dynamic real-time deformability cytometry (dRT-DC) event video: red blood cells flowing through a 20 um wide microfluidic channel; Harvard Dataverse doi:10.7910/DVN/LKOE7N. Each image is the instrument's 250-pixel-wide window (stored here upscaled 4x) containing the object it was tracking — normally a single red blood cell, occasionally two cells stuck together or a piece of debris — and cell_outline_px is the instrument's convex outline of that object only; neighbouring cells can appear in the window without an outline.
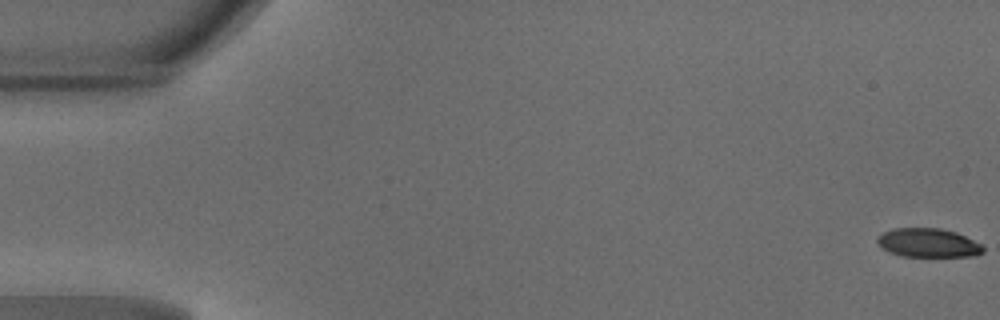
{"species": "common noctule bat (a hibernating species)", "species_latin": "Nyctalus noctula", "temperature_condition": "warm", "stored_images_in_passage": 49, "camera_frame_rate_fps": 3000, "um_per_image_px": 0.085, "animal": {"sex": "male", "body_mass_g": 18.8}, "frame": {"image": 1, "passage_image": 1, "time_ms": 0.0, "image_size_px": [1000, 320], "cell_outline_px": [[984, 252], [976, 256], [900, 256], [888, 252], [880, 248], [876, 240], [876, 236], [892, 228], [940, 228], [956, 232], [980, 244], [984, 248]], "centroid_in_image_um": [78.84, 20.64], "position_along_channel_um": 6.2, "area_um2": 17.92}}
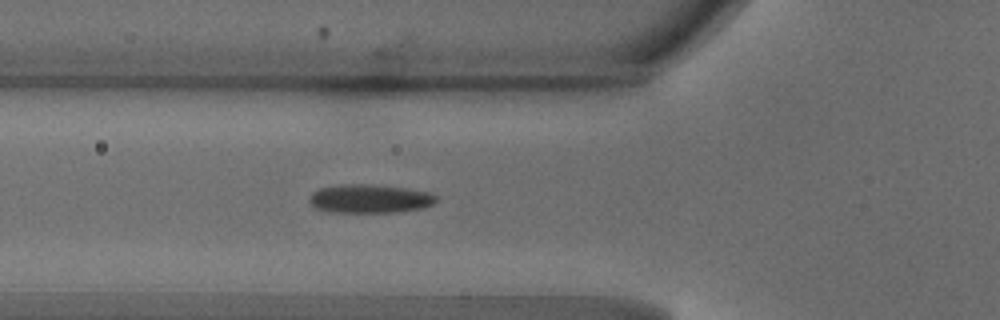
{"frame": {"image": 2, "passage_image": 18, "time_ms": 5.667, "image_size_px": [1000, 320], "cell_outline_px": [[436, 200], [432, 204], [424, 208], [400, 212], [328, 212], [316, 208], [308, 200], [312, 192], [320, 188], [348, 184], [364, 184], [404, 188], [428, 192], [436, 196]], "centroid_in_image_um": [31.42, 16.9], "position_along_channel_um": 94.4, "area_um2": 20.98}}
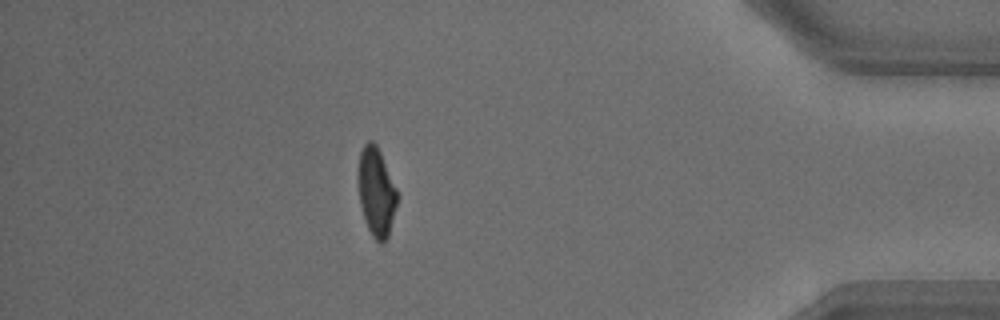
{"frame": {"image": 3, "passage_image": 43, "time_ms": 14.0, "image_size_px": [1000, 320], "cell_outline_px": [[396, 204], [388, 236], [384, 244], [380, 244], [372, 236], [368, 228], [360, 204], [356, 176], [356, 172], [360, 152], [364, 144], [368, 140], [372, 140], [376, 144], [380, 152], [396, 188]], "centroid_in_image_um": [31.94, 16.28], "position_along_channel_um": 403.3, "area_um2": 20.11}, "authors_computed_cell_mechanics": {"area_um2": 20.7502, "velocity_mm_per_s": 4.211, "shape_relaxation_time_tau1_ms": 3.5146, "shape_relaxation_time_tau2_ms": 0.8277, "deformation_change_tau1": 0.144, "deformation_change_tau2": 0.0622}}